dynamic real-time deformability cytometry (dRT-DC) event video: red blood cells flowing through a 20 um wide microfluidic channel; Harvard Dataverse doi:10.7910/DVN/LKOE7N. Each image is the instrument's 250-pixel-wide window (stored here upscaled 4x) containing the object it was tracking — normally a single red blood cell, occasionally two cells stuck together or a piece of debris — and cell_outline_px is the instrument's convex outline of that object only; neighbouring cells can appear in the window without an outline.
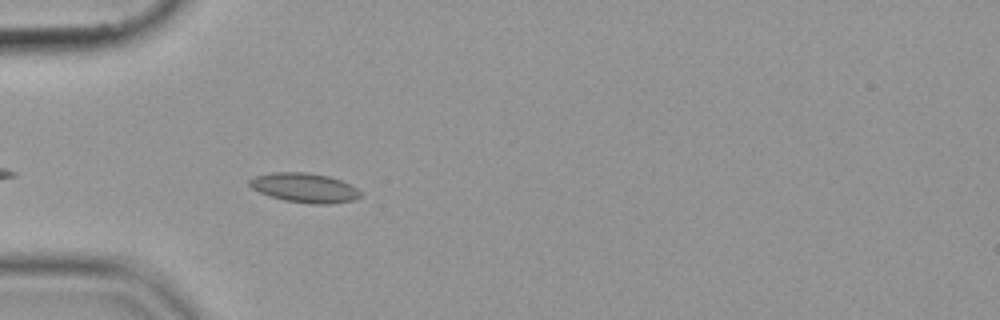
{"species": "common noctule bat (a hibernating species)", "species_latin": "Nyctalus noctula", "temperature_condition": "cold", "stored_images_in_passage": 38, "camera_frame_rate_fps": 3000, "um_per_image_px": 0.085, "animal": {"sex": "female", "body_mass_g": 19.9}, "frame": {"image": 1, "passage_image": 4, "time_ms": 1.0, "image_size_px": [1000, 320], "cell_outline_px": [[360, 196], [352, 200], [332, 204], [312, 204], [284, 200], [260, 192], [252, 188], [248, 184], [248, 180], [256, 176], [272, 172], [308, 172], [328, 176], [340, 180], [356, 188], [360, 192]], "centroid_in_image_um": [25.86, 15.95], "position_along_channel_um": 59.1, "area_um2": 18.84}}
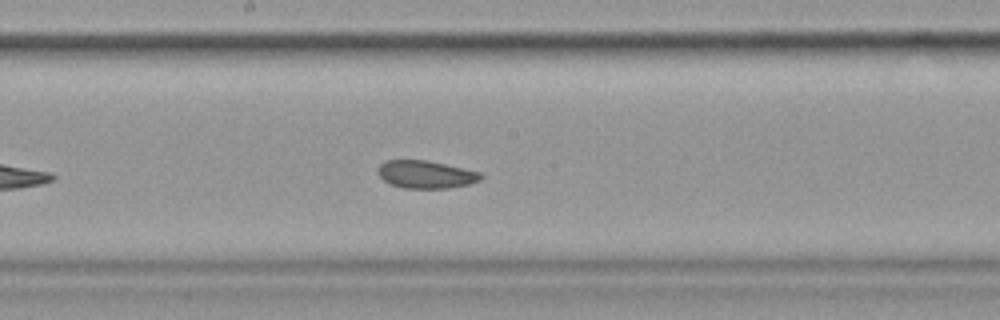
{"frame": {"image": 2, "passage_image": 17, "time_ms": 5.333, "image_size_px": [1000, 320], "cell_outline_px": [[484, 176], [480, 180], [468, 184], [448, 188], [404, 188], [392, 184], [384, 180], [376, 172], [376, 168], [384, 160], [428, 160], [480, 172]], "centroid_in_image_um": [36.17, 14.81], "position_along_channel_um": 212.0, "area_um2": 16.65}}
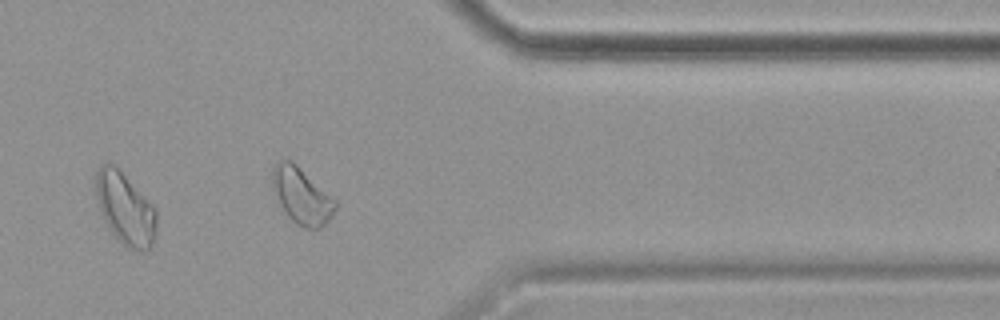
{"frame": {"image": 3, "passage_image": 32, "time_ms": 10.333, "image_size_px": [1000, 320], "cell_outline_px": [[336, 208], [332, 216], [320, 228], [304, 228], [296, 224], [288, 216], [272, 188], [272, 168], [280, 160], [292, 160], [336, 200]], "centroid_in_image_um": [25.64, 16.63], "position_along_channel_um": 385.8, "area_um2": 20.29}}